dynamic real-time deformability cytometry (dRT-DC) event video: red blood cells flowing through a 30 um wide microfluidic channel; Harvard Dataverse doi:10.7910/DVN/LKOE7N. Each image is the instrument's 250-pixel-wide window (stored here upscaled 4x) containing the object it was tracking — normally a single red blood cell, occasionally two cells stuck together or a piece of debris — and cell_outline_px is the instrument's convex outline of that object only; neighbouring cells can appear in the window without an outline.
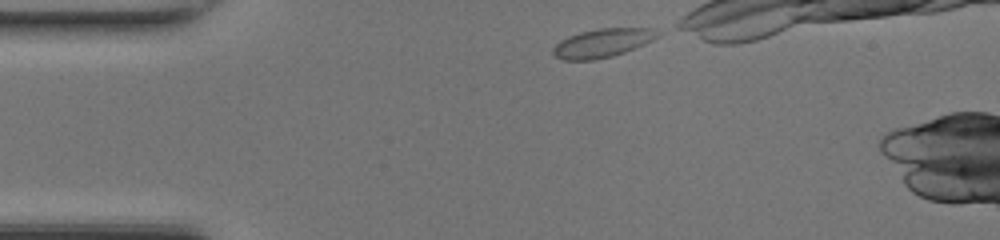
{"species": "common noctule bat (a hibernating species)", "species_latin": "Nyctalus noctula", "temperature_condition": "room temperature", "stored_images_in_passage": 12, "camera_frame_rate_fps": 3000, "um_per_image_px": 0.085, "animal": {"sex": "female", "body_mass_g": 17.0, "forearm_length_mm": 48.0}, "frame": {"image": 1, "passage_image": 1, "time_ms": 0.0, "image_size_px": [1000, 240], "cell_outline_px": [[656, 36], [652, 40], [644, 44], [624, 52], [612, 56], [596, 60], [564, 60], [556, 56], [552, 52], [552, 48], [560, 40], [568, 36], [580, 32], [600, 28], [656, 28]], "centroid_in_image_um": [51.16, 3.66], "position_along_channel_um": 33.8, "area_um2": 17.28}}
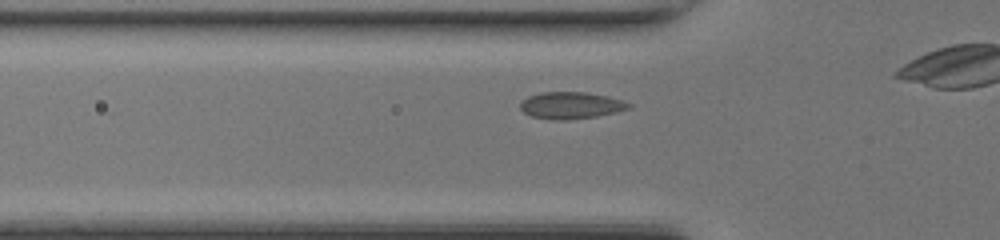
{"frame": {"image": 2, "passage_image": 7, "time_ms": 2.0, "image_size_px": [1000, 240], "cell_outline_px": [[632, 108], [616, 112], [596, 116], [568, 120], [552, 120], [532, 116], [524, 112], [520, 108], [520, 104], [528, 96], [540, 92], [588, 92], [608, 96], [632, 104]], "centroid_in_image_um": [48.54, 8.95], "position_along_channel_um": 77.3, "area_um2": 16.99}}
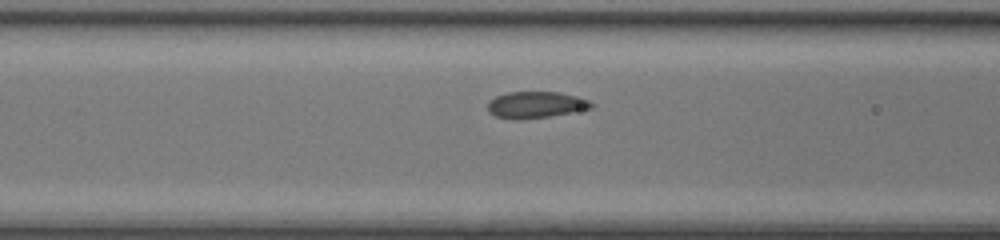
{"frame": {"image": 3, "passage_image": 10, "time_ms": 3.0, "image_size_px": [1000, 240], "cell_outline_px": [[596, 104], [592, 108], [572, 112], [548, 116], [520, 120], [512, 120], [496, 116], [488, 112], [488, 100], [496, 96], [508, 92], [560, 92], [576, 96], [588, 100]], "centroid_in_image_um": [45.52, 8.91], "position_along_channel_um": 121.1, "area_um2": 16.13}}